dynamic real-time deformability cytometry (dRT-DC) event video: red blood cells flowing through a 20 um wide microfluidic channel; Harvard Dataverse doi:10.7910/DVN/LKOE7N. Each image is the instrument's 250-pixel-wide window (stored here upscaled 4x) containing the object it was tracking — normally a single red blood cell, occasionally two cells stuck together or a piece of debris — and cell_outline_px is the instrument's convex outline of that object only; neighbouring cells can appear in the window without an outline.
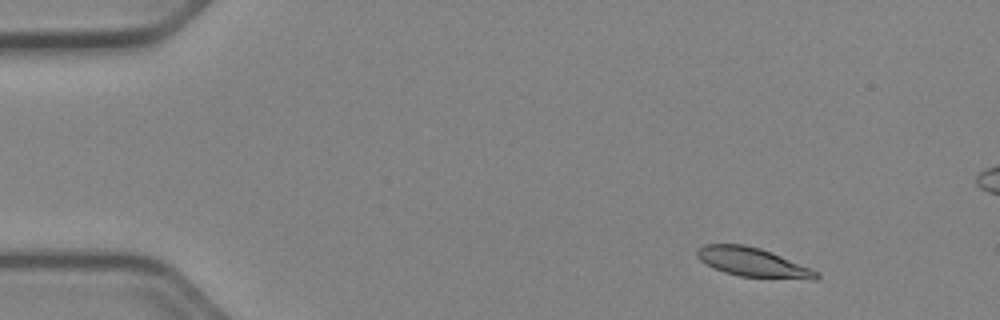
{"species": "Egyptian fruit bat (a non-hibernating species)", "species_latin": "Rousettus aegyptiacus", "temperature_condition": "cold", "stored_images_in_passage": 52, "camera_frame_rate_fps": 3000, "um_per_image_px": 0.085, "animal": {"sex": "female"}, "frame": {"image": 1, "passage_image": 5, "time_ms": 1.333, "image_size_px": [1000, 320], "cell_outline_px": [[820, 276], [816, 280], [812, 280], [740, 276], [724, 272], [700, 260], [696, 256], [696, 252], [704, 244], [744, 244], [760, 248], [772, 252], [820, 272]], "centroid_in_image_um": [64.04, 22.3], "position_along_channel_um": 21.0, "area_um2": 20.17}}
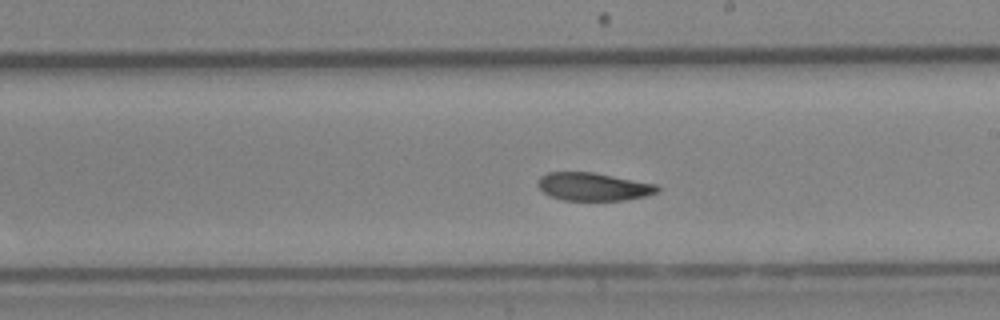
{"frame": {"image": 2, "passage_image": 29, "time_ms": 9.333, "image_size_px": [1000, 320], "cell_outline_px": [[660, 192], [644, 196], [624, 200], [564, 200], [548, 196], [536, 184], [536, 180], [540, 176], [548, 172], [592, 172], [660, 184]], "centroid_in_image_um": [50.45, 15.86], "position_along_channel_um": 238.6, "area_um2": 19.77}}
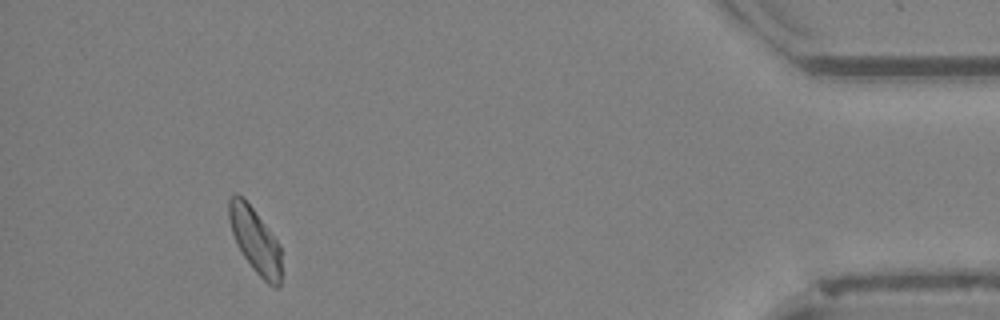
{"frame": {"image": 3, "passage_image": 47, "time_ms": 15.333, "image_size_px": [1000, 320], "cell_outline_px": [[280, 288], [276, 288], [268, 284], [252, 268], [236, 244], [228, 220], [228, 200], [236, 192], [252, 208], [280, 244]], "centroid_in_image_um": [21.67, 20.45], "position_along_channel_um": 413.5, "area_um2": 19.59}}